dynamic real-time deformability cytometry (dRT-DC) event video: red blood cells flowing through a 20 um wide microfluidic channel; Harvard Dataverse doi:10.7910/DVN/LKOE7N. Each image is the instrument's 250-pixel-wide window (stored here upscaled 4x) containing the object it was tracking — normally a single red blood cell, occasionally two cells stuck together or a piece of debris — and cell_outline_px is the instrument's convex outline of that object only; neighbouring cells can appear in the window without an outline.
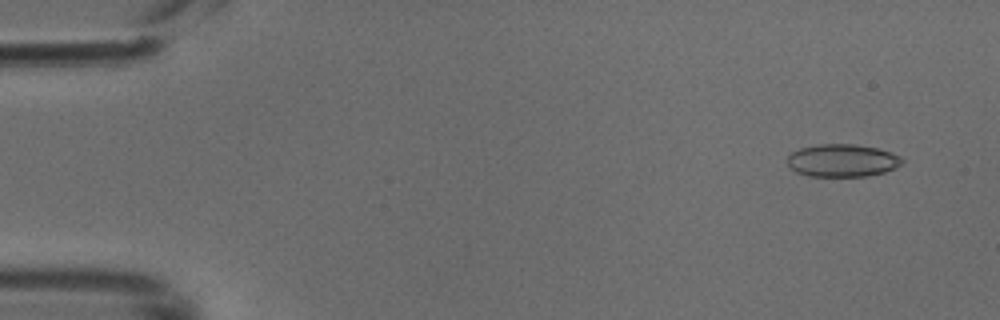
{"species": "common noctule bat (a hibernating species)", "species_latin": "Nyctalus noctula", "temperature_condition": "cold", "stored_images_in_passage": 50, "camera_frame_rate_fps": 3000, "um_per_image_px": 0.085, "animal": {"sex": "male", "body_mass_g": 18.8}, "frame": {"image": 1, "passage_image": 4, "time_ms": 1.0, "image_size_px": [1000, 320], "cell_outline_px": [[904, 164], [884, 172], [868, 176], [808, 176], [796, 172], [788, 164], [788, 156], [792, 152], [800, 148], [820, 144], [856, 144], [876, 148], [900, 156], [904, 160]], "centroid_in_image_um": [71.61, 13.64], "position_along_channel_um": 13.4, "area_um2": 21.79}}
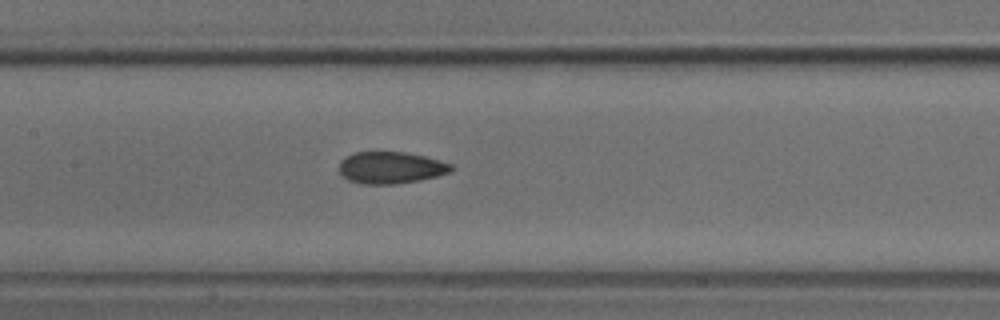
{"frame": {"image": 2, "passage_image": 24, "time_ms": 7.667, "image_size_px": [1000, 320], "cell_outline_px": [[452, 172], [420, 180], [396, 184], [360, 184], [348, 180], [340, 176], [340, 160], [356, 152], [404, 152], [424, 156], [452, 164]], "centroid_in_image_um": [33.2, 14.26], "position_along_channel_um": 174.2, "area_um2": 20.81}}
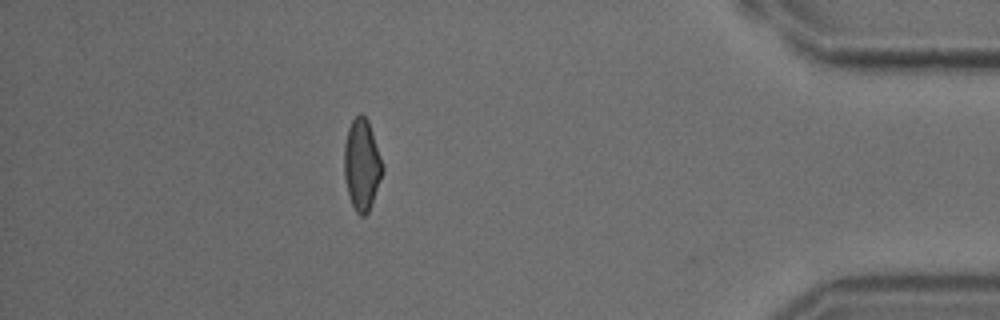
{"frame": {"image": 3, "passage_image": 44, "time_ms": 14.333, "image_size_px": [1000, 320], "cell_outline_px": [[384, 168], [368, 212], [364, 216], [360, 216], [356, 212], [352, 204], [348, 192], [344, 176], [344, 144], [348, 128], [352, 120], [360, 112], [368, 120]], "centroid_in_image_um": [30.73, 13.97], "position_along_channel_um": 404.5, "area_um2": 20.06}}